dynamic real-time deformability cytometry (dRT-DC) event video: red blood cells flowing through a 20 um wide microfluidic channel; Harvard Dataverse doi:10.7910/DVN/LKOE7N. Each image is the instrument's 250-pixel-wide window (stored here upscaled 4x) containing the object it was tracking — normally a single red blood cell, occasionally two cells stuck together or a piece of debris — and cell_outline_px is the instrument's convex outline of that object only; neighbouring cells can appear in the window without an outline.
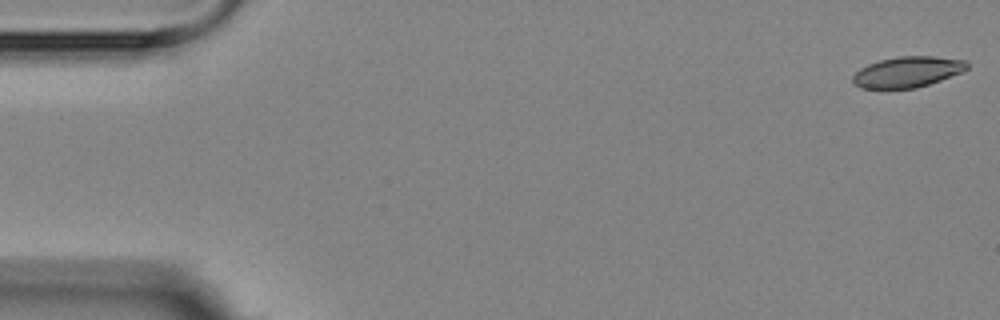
{"species": "Egyptian fruit bat (a non-hibernating species)", "species_latin": "Rousettus aegyptiacus", "temperature_condition": "room temperature", "stored_images_in_passage": 3, "camera_frame_rate_fps": 3000, "um_per_image_px": 0.085, "animal": {"sex": "female"}, "frame": {"image": 1, "passage_image": 1, "time_ms": 0.0, "image_size_px": [1000, 320], "cell_outline_px": [[968, 68], [964, 72], [916, 88], [860, 88], [852, 84], [852, 76], [860, 68], [868, 64], [880, 60], [900, 56], [932, 56], [964, 60], [968, 64]], "centroid_in_image_um": [77.12, 6.11], "position_along_channel_um": 7.9, "area_um2": 20.46}}